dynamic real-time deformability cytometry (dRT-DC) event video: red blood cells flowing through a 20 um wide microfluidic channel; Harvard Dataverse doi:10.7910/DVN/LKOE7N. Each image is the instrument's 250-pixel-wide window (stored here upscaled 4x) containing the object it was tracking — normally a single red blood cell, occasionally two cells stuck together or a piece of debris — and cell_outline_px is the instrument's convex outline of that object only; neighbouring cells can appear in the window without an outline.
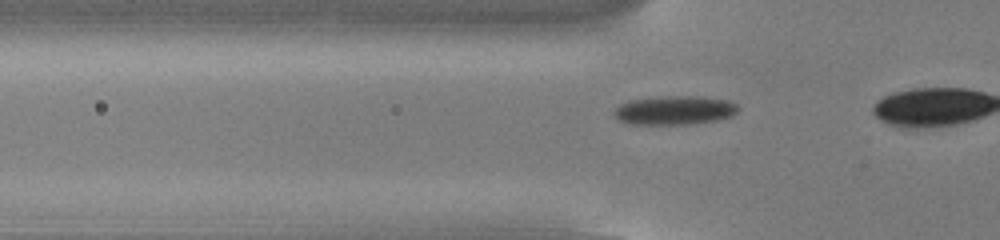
{"species": "common noctule bat (a hibernating species)", "species_latin": "Nyctalus noctula", "temperature_condition": "cold", "stored_images_in_passage": 6, "camera_frame_rate_fps": 3000, "um_per_image_px": 0.085, "animal": {"sex": "male", "body_mass_g": 13.0, "forearm_length_mm": 53.1}, "frame": {"image": 1, "passage_image": 4, "time_ms": 1.0, "image_size_px": [1000, 240], "cell_outline_px": [[740, 108], [732, 116], [716, 120], [688, 124], [628, 124], [620, 120], [612, 112], [620, 104], [628, 100], [668, 96], [704, 96], [728, 100], [736, 104]], "centroid_in_image_um": [57.35, 9.36], "position_along_channel_um": 68.4, "area_um2": 20.92}}